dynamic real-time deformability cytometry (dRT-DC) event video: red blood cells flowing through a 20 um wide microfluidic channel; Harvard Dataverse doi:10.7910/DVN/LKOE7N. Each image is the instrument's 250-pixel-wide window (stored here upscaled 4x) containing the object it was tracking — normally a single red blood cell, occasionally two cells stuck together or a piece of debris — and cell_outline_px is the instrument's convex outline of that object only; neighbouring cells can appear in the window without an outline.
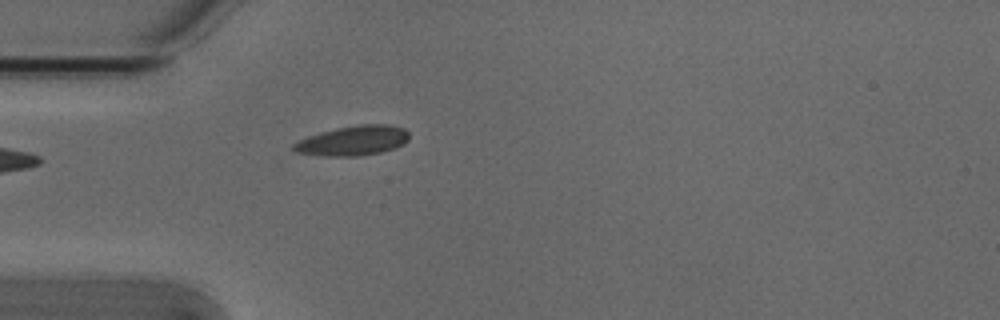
{"species": "Egyptian fruit bat (a non-hibernating species)", "species_latin": "Rousettus aegyptiacus", "temperature_condition": "cold", "stored_images_in_passage": 4, "camera_frame_rate_fps": 3000, "um_per_image_px": 0.085, "animal": {"sex": "male"}, "frame": {"image": 1, "passage_image": 4, "time_ms": 1.0, "image_size_px": [1000, 320], "cell_outline_px": [[408, 140], [404, 144], [396, 148], [380, 152], [356, 156], [324, 156], [296, 152], [292, 148], [292, 144], [296, 140], [320, 132], [336, 128], [360, 124], [388, 124], [404, 128], [408, 132]], "centroid_in_image_um": [29.99, 11.95], "position_along_channel_um": 55.0, "area_um2": 20.17}}